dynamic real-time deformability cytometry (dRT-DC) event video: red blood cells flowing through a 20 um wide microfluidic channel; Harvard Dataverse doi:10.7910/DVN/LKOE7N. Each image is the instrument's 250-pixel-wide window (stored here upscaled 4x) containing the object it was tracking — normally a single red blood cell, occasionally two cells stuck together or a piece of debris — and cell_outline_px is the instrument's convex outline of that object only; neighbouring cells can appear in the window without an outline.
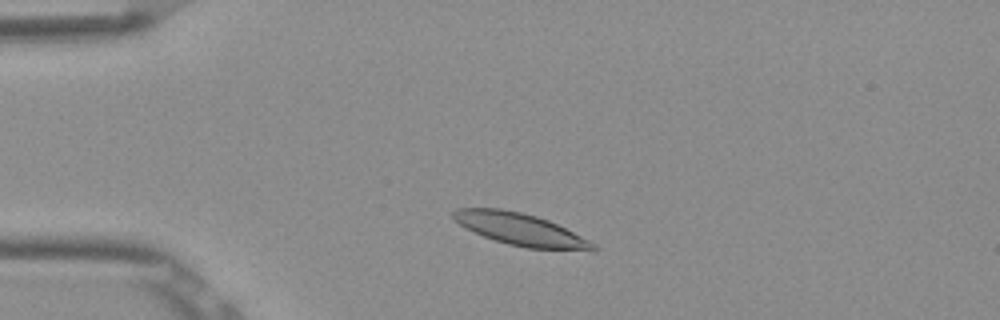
{"species": "Egyptian fruit bat (a non-hibernating species)", "species_latin": "Rousettus aegyptiacus", "temperature_condition": "room temperature", "stored_images_in_passage": 2, "camera_frame_rate_fps": 3000, "um_per_image_px": 0.085, "frame": {"image": 1, "passage_image": 2, "time_ms": 0.333, "image_size_px": [1000, 320], "cell_outline_px": [[596, 252], [528, 248], [508, 244], [484, 236], [464, 228], [452, 216], [452, 212], [456, 208], [500, 208], [520, 212], [536, 216], [548, 220], [596, 244]], "centroid_in_image_um": [44.26, 19.51], "position_along_channel_um": 40.7, "area_um2": 26.13}}